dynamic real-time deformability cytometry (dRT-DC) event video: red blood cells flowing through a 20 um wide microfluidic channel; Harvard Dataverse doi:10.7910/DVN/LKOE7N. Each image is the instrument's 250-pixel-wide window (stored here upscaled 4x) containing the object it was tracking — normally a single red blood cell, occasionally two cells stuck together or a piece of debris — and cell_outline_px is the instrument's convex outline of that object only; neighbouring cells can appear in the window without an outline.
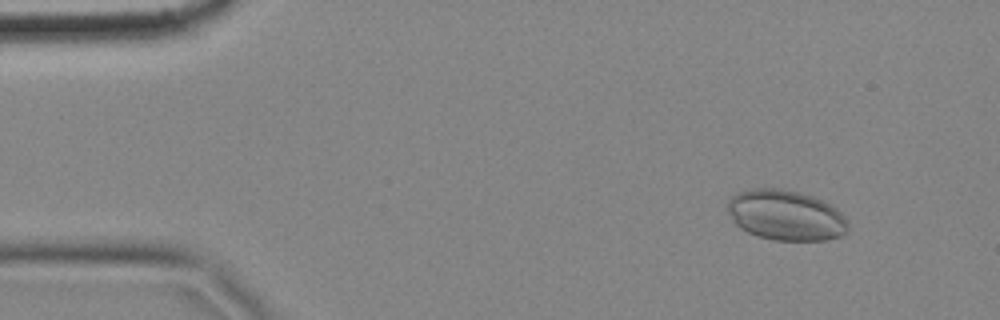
{"species": "common noctule bat (a hibernating species)", "species_latin": "Nyctalus noctula", "temperature_condition": "cold", "stored_images_in_passage": 57, "camera_frame_rate_fps": 3000, "um_per_image_px": 0.085, "animal": {"sex": "female", "body_mass_g": 18.4}, "frame": {"image": 1, "passage_image": 6, "time_ms": 1.667, "image_size_px": [1000, 320], "cell_outline_px": [[848, 232], [840, 236], [824, 240], [772, 240], [748, 232], [740, 228], [732, 220], [728, 212], [728, 200], [732, 196], [740, 192], [756, 188], [780, 188], [812, 196], [836, 208], [848, 220]], "centroid_in_image_um": [66.8, 18.3], "position_along_channel_um": 18.2, "area_um2": 35.14}}
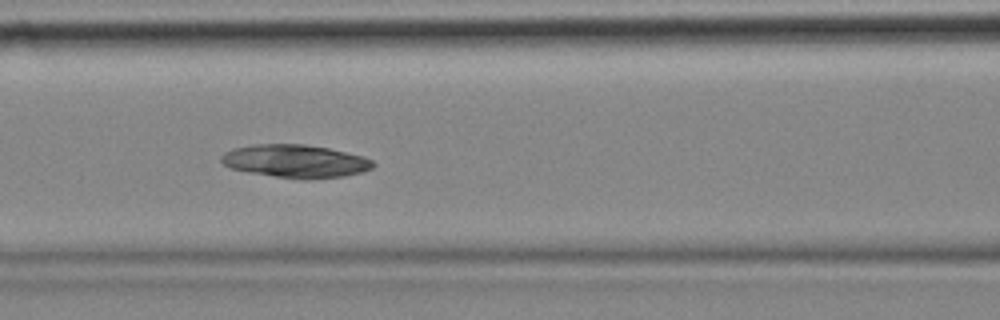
{"frame": {"image": 2, "passage_image": 24, "time_ms": 7.667, "image_size_px": [1000, 320], "cell_outline_px": [[376, 164], [372, 168], [364, 172], [344, 176], [308, 180], [304, 180], [248, 172], [232, 168], [224, 164], [220, 160], [220, 156], [224, 152], [232, 148], [252, 144], [304, 144], [328, 148], [364, 156], [372, 160]], "centroid_in_image_um": [25.13, 13.7], "position_along_channel_um": 141.5, "area_um2": 29.42}}
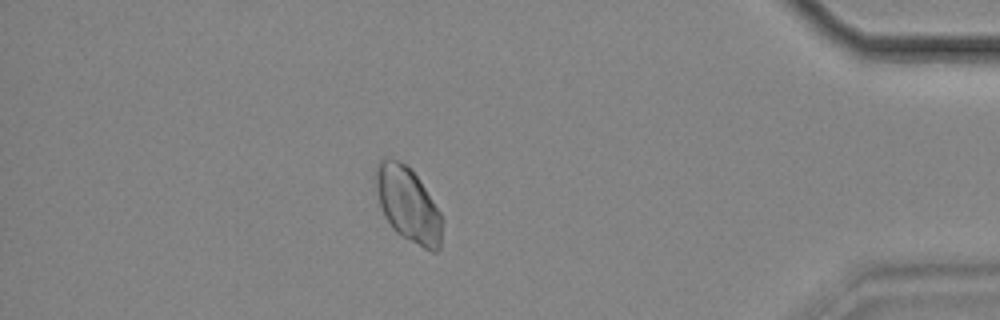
{"frame": {"image": 3, "passage_image": 50, "time_ms": 16.333, "image_size_px": [1000, 320], "cell_outline_px": [[440, 248], [436, 252], [432, 252], [424, 248], [396, 232], [392, 228], [384, 216], [380, 208], [372, 176], [376, 164], [384, 156], [388, 156], [408, 164], [420, 180], [440, 212]], "centroid_in_image_um": [34.59, 17.29], "position_along_channel_um": 400.6, "area_um2": 29.19}}